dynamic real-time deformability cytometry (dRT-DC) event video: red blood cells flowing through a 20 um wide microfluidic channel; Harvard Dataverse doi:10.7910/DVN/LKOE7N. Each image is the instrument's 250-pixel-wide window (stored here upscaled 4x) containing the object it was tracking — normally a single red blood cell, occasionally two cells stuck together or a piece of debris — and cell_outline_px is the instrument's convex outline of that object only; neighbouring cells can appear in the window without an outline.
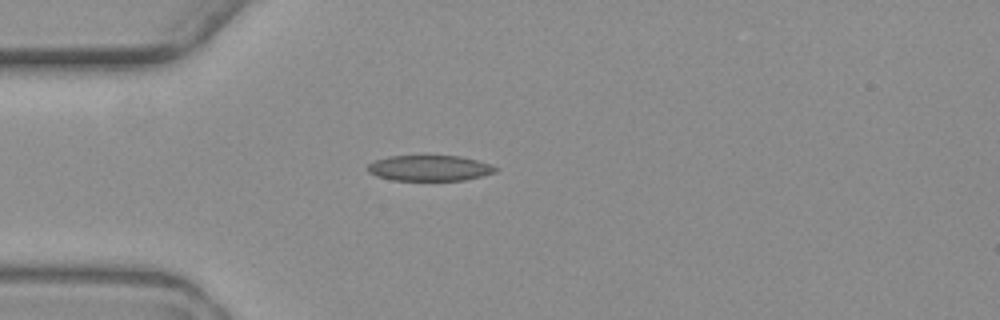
{"species": "common noctule bat (a hibernating species)", "species_latin": "Nyctalus noctula", "temperature_condition": "warm", "stored_images_in_passage": 2, "camera_frame_rate_fps": 3000, "um_per_image_px": 0.085, "animal": {"sex": "female", "body_mass_g": 19.3, "forearm_length_mm": 54.1}, "frame": {"image": 1, "passage_image": 2, "time_ms": 1.333, "image_size_px": [1000, 320], "cell_outline_px": [[500, 168], [496, 172], [464, 180], [392, 180], [376, 176], [368, 172], [368, 164], [376, 160], [388, 156], [424, 152], [460, 156], [492, 164]], "centroid_in_image_um": [36.5, 14.23], "position_along_channel_um": 48.5, "area_um2": 20.11}}